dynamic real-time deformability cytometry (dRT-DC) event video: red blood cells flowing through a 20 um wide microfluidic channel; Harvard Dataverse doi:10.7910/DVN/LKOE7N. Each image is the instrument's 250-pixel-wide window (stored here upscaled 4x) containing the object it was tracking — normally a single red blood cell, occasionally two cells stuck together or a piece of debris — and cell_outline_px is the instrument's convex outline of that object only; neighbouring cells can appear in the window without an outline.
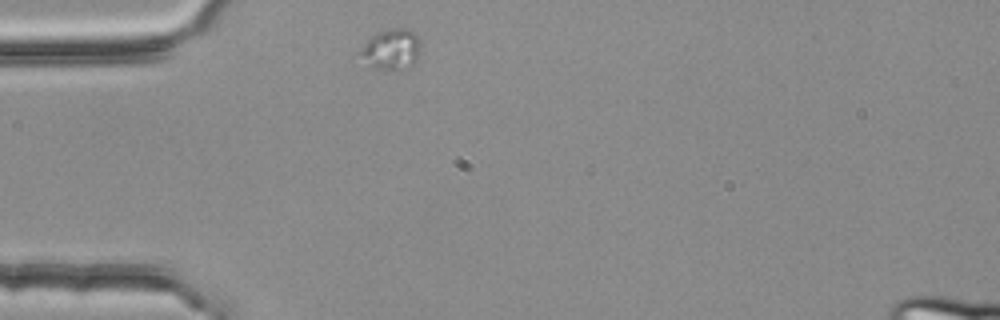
{"species": "common noctule bat (a hibernating species)", "species_latin": "Nyctalus noctula", "temperature_condition": "room temperature", "stored_images_in_passage": 1, "camera_frame_rate_fps": 3000, "um_per_image_px": 0.085, "animal": {"sex": "female", "body_mass_g": 25.1}, "frame": {"image": 1, "passage_image": 1, "time_ms": 0.0, "image_size_px": [1000, 320], "cell_outline_px": [[420, 52], [416, 60], [408, 68], [396, 72], [392, 72], [376, 68], [368, 64], [360, 52], [364, 44], [376, 32], [388, 28], [408, 28], [416, 32], [420, 40]], "centroid_in_image_um": [33.33, 4.19], "position_along_channel_um": 51.7, "area_um2": 14.62}}